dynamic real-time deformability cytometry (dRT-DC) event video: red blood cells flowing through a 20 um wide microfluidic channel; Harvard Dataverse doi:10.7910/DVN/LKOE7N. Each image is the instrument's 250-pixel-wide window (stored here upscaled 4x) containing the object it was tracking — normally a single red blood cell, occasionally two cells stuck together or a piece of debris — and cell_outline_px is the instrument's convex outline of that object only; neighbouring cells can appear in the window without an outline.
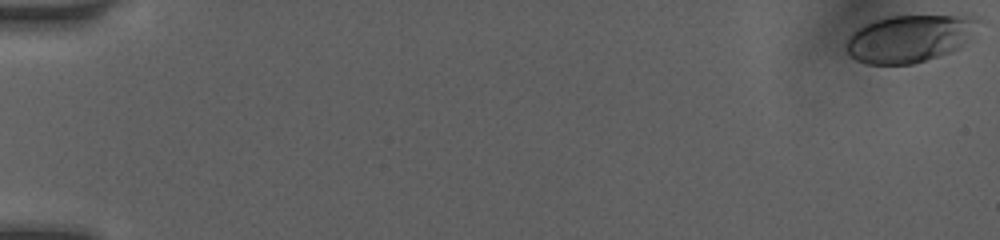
{"species": "human", "species_latin": "Homo sapiens", "temperature_condition": "room temperature", "stored_images_in_passage": 51, "camera_frame_rate_fps": 3000, "um_per_image_px": 0.085, "donor": {"sex": "female"}, "frame": {"image": 1, "passage_image": 1, "time_ms": 0.0, "image_size_px": [1000, 240], "cell_outline_px": [[980, 20], [964, 40], [956, 48], [948, 52], [912, 64], [868, 64], [856, 60], [848, 52], [844, 44], [848, 36], [852, 32], [864, 24], [872, 20], [888, 16], [976, 16]], "centroid_in_image_um": [77.18, 3.26], "position_along_channel_um": 7.8, "area_um2": 35.72}}
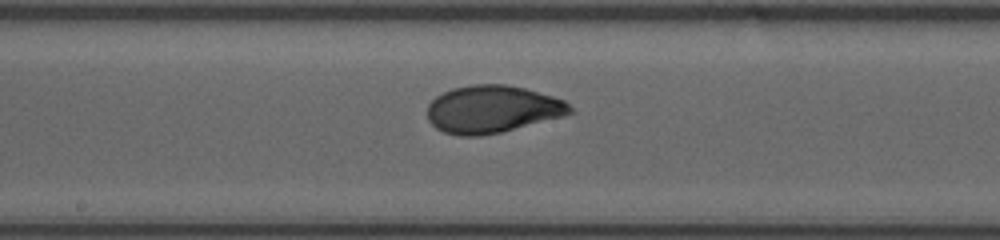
{"frame": {"image": 2, "passage_image": 29, "time_ms": 9.333, "image_size_px": [1000, 240], "cell_outline_px": [[576, 112], [500, 132], [480, 136], [460, 136], [444, 132], [436, 128], [428, 120], [428, 104], [436, 96], [452, 88], [472, 84], [508, 84], [524, 88], [552, 96], [564, 100]], "centroid_in_image_um": [41.82, 9.27], "position_along_channel_um": 206.4, "area_um2": 39.25}}
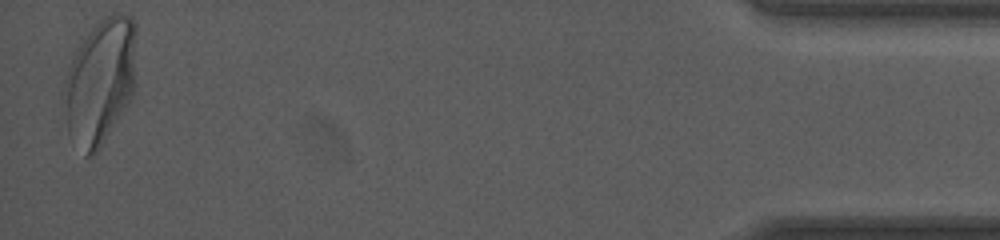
{"frame": {"image": 3, "passage_image": 51, "time_ms": 16.667, "image_size_px": [1000, 240], "cell_outline_px": [[136, 32], [132, 96], [128, 104], [100, 148], [92, 156], [84, 156], [68, 136], [60, 92], [68, 68], [80, 44], [96, 20], [104, 16], [116, 12], [132, 16], [136, 24]], "centroid_in_image_um": [8.46, 6.93], "position_along_channel_um": 426.7, "area_um2": 53.87}, "authors_computed_cell_mechanics": {"area_um2": 38.2636, "velocity_mm_per_s": 4.0963, "shape_relaxation_time_tau1_ms": 3.814, "shape_relaxation_time_tau2_ms": null, "deformation_change_tau1": 0.1558, "deformation_change_tau2": null}}